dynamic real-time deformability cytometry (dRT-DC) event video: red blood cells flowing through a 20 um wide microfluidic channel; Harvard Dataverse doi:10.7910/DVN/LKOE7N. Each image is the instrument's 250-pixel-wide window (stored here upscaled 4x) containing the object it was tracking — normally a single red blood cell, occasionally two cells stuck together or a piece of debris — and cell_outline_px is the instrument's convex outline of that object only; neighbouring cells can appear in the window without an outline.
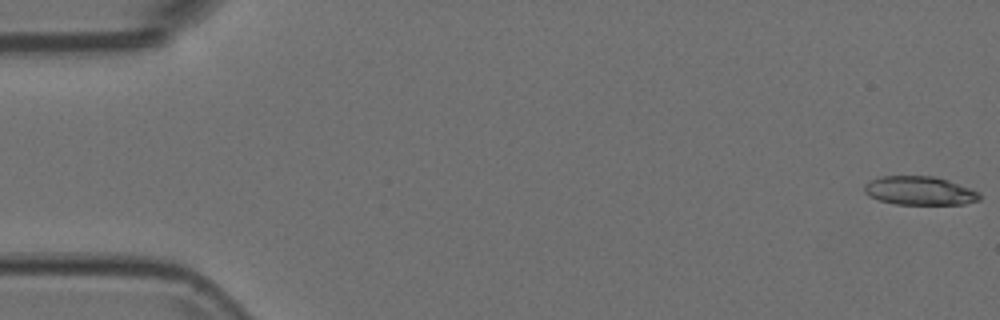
{"species": "Egyptian fruit bat (a non-hibernating species)", "species_latin": "Rousettus aegyptiacus", "temperature_condition": "room temperature", "stored_images_in_passage": 54, "camera_frame_rate_fps": 3000, "um_per_image_px": 0.085, "animal": {"sex": "female"}, "frame": {"image": 1, "passage_image": 1, "time_ms": 0.0, "image_size_px": [1000, 320], "cell_outline_px": [[980, 200], [964, 204], [896, 204], [880, 200], [868, 196], [864, 192], [864, 184], [880, 176], [936, 176], [948, 180], [980, 192]], "centroid_in_image_um": [78.17, 16.21], "position_along_channel_um": 6.8, "area_um2": 19.25}}
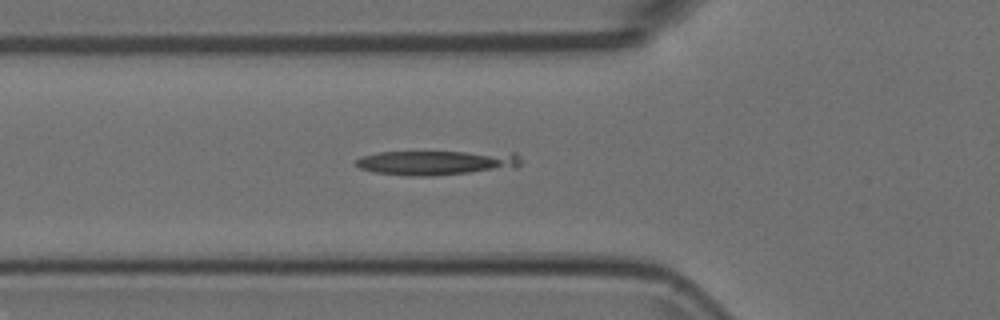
{"frame": {"image": 2, "passage_image": 19, "time_ms": 6.0, "image_size_px": [1000, 320], "cell_outline_px": [[520, 164], [516, 168], [432, 176], [408, 176], [376, 172], [360, 168], [356, 164], [356, 160], [360, 156], [380, 152], [516, 152], [520, 156]], "centroid_in_image_um": [37.16, 13.82], "position_along_channel_um": 88.6, "area_um2": 23.76}}
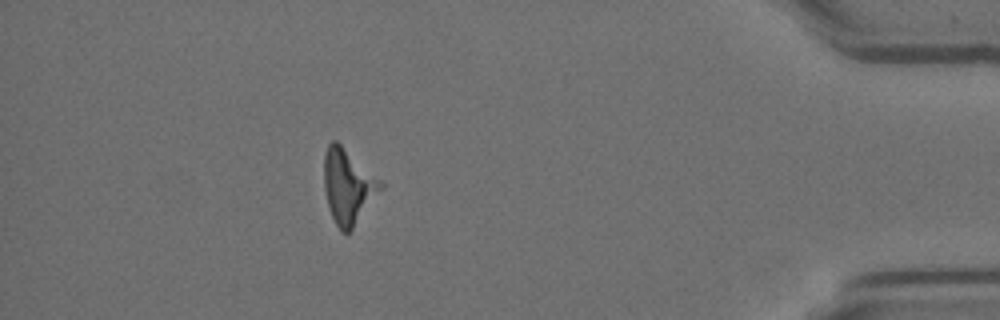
{"frame": {"image": 3, "passage_image": 48, "time_ms": 15.667, "image_size_px": [1000, 320], "cell_outline_px": [[384, 188], [352, 228], [348, 232], [340, 232], [328, 208], [324, 188], [324, 156], [328, 144], [332, 140], [336, 140], [380, 180], [384, 184]], "centroid_in_image_um": [29.57, 15.84], "position_along_channel_um": 405.6, "area_um2": 24.33}}